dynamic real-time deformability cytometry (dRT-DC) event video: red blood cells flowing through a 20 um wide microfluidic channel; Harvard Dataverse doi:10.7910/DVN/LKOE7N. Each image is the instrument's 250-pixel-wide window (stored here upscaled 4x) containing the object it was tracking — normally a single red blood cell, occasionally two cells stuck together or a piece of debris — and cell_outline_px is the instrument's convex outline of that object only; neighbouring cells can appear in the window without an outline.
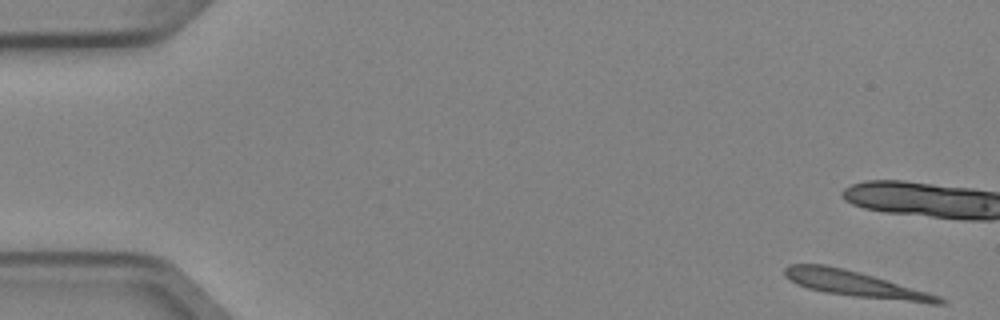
{"species": "Egyptian fruit bat (a non-hibernating species)", "species_latin": "Rousettus aegyptiacus", "temperature_condition": "cold", "stored_images_in_passage": 5, "camera_frame_rate_fps": 3000, "um_per_image_px": 0.085, "animal": {"sex": "female"}, "frame": {"image": 1, "passage_image": 1, "time_ms": 0.0, "image_size_px": [1000, 320], "cell_outline_px": [[944, 304], [932, 304], [856, 296], [824, 292], [808, 288], [796, 284], [788, 280], [784, 276], [784, 268], [788, 264], [824, 264], [844, 268], [860, 272], [928, 292], [940, 296], [944, 300]], "centroid_in_image_um": [72.65, 24.12], "position_along_channel_um": 12.4, "area_um2": 23.06}}
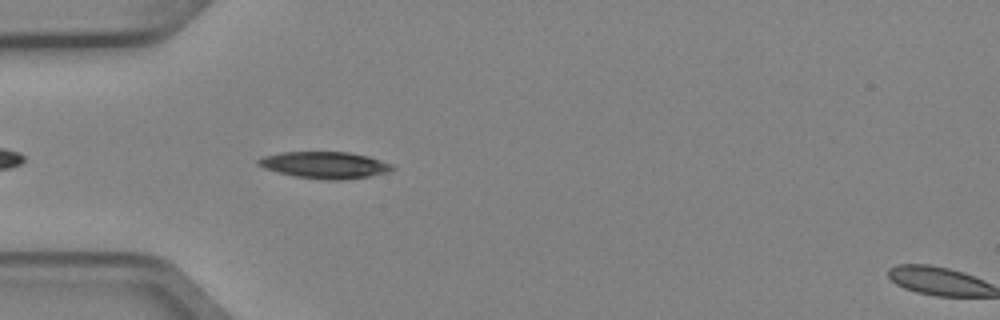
{"frame": {"image": 2, "passage_image": 5, "time_ms": 1.333, "image_size_px": [1000, 320], "cell_outline_px": [[396, 168], [388, 172], [368, 176], [340, 180], [324, 180], [296, 176], [264, 168], [256, 164], [256, 160], [264, 156], [280, 152], [348, 152], [368, 156], [392, 164]], "centroid_in_image_um": [27.61, 14.02], "position_along_channel_um": 57.4, "area_um2": 20.75}}